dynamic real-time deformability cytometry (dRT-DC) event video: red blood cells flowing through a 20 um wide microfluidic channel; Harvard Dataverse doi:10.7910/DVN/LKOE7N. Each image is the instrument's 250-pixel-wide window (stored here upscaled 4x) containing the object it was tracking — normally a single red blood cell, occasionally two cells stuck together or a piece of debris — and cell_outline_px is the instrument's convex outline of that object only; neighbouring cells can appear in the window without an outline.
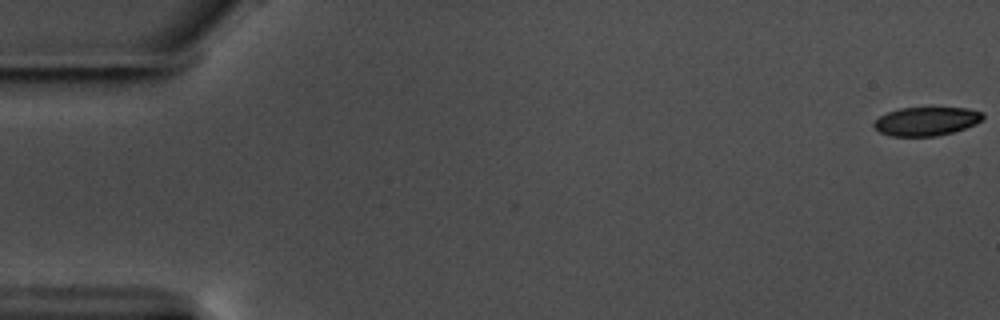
{"species": "common noctule bat (a hibernating species)", "species_latin": "Nyctalus noctula", "temperature_condition": "warm", "stored_images_in_passage": 58, "camera_frame_rate_fps": 3000, "um_per_image_px": 0.085, "animal": {"sex": "male", "body_mass_g": 17.5, "forearm_length_mm": 52.3}, "frame": {"image": 1, "passage_image": 1, "time_ms": 0.0, "image_size_px": [1000, 320], "cell_outline_px": [[984, 116], [976, 124], [952, 132], [936, 136], [888, 136], [880, 132], [872, 124], [880, 116], [888, 112], [900, 108], [968, 108], [984, 112]], "centroid_in_image_um": [78.74, 10.31], "position_along_channel_um": 6.3, "area_um2": 18.09}}
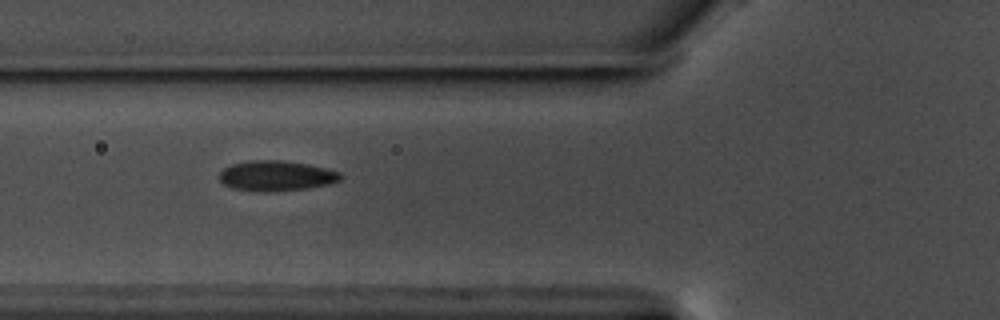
{"frame": {"image": 2, "passage_image": 22, "time_ms": 7.0, "image_size_px": [1000, 320], "cell_outline_px": [[344, 176], [340, 180], [328, 184], [308, 188], [232, 188], [224, 184], [220, 180], [220, 172], [224, 168], [232, 164], [248, 160], [280, 160], [308, 164], [340, 172]], "centroid_in_image_um": [23.52, 14.87], "position_along_channel_um": 102.3, "area_um2": 20.17}}
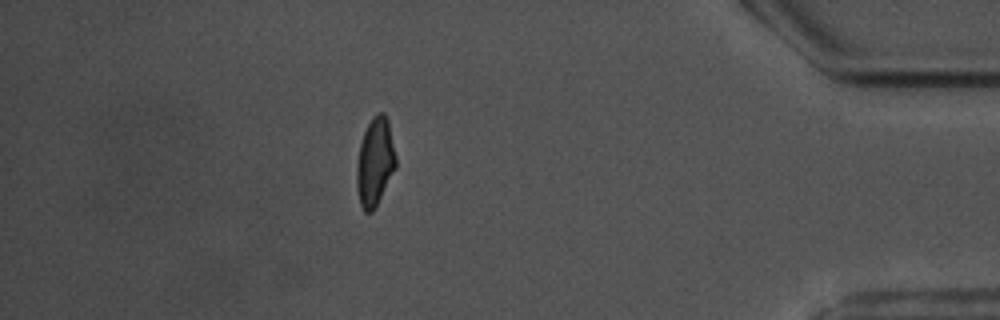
{"frame": {"image": 3, "passage_image": 51, "time_ms": 16.667, "image_size_px": [1000, 320], "cell_outline_px": [[396, 168], [372, 212], [364, 212], [360, 204], [356, 184], [356, 168], [360, 144], [364, 132], [372, 116], [376, 112], [384, 112], [388, 120], [396, 156]], "centroid_in_image_um": [31.87, 13.74], "position_along_channel_um": 403.3, "area_um2": 20.06}, "authors_computed_cell_mechanics": {"area_um2": 20.0566, "velocity_mm_per_s": 3.58, "shape_relaxation_time_tau1_ms": 4.6162, "shape_relaxation_time_tau2_ms": 1.2908, "deformation_change_tau1": 0.1246, "deformation_change_tau2": 0.0663}}